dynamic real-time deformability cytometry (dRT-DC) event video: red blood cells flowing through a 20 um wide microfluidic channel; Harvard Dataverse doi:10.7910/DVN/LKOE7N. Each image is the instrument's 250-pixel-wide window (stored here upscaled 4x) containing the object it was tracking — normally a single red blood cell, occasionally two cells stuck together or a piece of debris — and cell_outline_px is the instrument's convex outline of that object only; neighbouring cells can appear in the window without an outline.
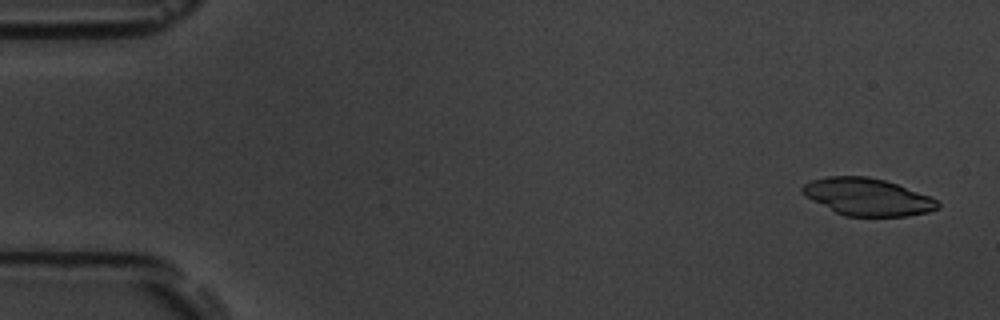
{"species": "common noctule bat (a hibernating species)", "species_latin": "Nyctalus noctula", "temperature_condition": "room temperature", "stored_images_in_passage": 54, "camera_frame_rate_fps": 3000, "um_per_image_px": 0.085, "animal": {"sex": "male", "body_mass_g": 19.5, "forearm_length_mm": 54.6}, "frame": {"image": 1, "passage_image": 3, "time_ms": 0.667, "image_size_px": [1000, 320], "cell_outline_px": [[940, 208], [928, 212], [908, 216], [844, 216], [804, 196], [800, 192], [800, 188], [804, 184], [812, 180], [828, 176], [868, 176], [884, 180], [896, 184], [928, 196], [936, 200], [940, 204]], "centroid_in_image_um": [73.7, 16.74], "position_along_channel_um": 11.3, "area_um2": 29.25}}